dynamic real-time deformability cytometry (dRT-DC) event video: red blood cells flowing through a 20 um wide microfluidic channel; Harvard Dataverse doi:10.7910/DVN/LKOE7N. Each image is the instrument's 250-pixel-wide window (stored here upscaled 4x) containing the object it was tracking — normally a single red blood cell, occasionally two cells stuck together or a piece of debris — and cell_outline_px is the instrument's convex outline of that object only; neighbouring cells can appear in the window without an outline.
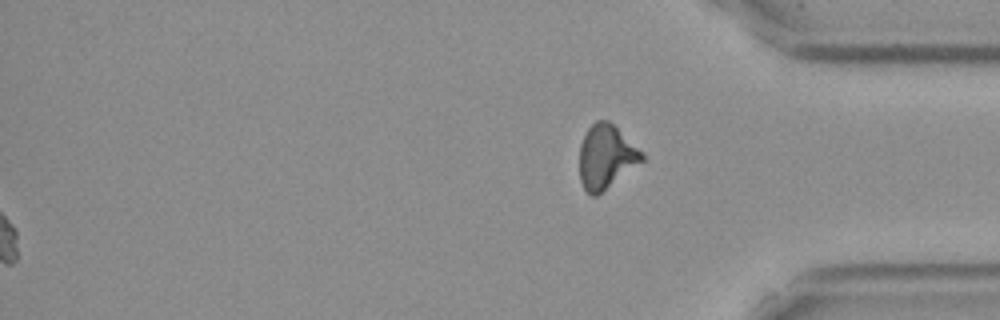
{"species": "Egyptian fruit bat (a non-hibernating species)", "species_latin": "Rousettus aegyptiacus", "temperature_condition": "cold", "stored_images_in_passage": 43, "segment_of_instrument_passage": [2, 2], "camera_frame_rate_fps": 3000, "um_per_image_px": 0.085, "frame": {"image": 1, "passage_image": 43, "time_ms": 14.0, "image_size_px": [1000, 320], "cell_outline_px": [[644, 160], [596, 196], [592, 196], [584, 188], [580, 180], [580, 144], [588, 128], [596, 120], [608, 120], [644, 152]], "centroid_in_image_um": [51.52, 13.31], "position_along_channel_um": 383.7, "area_um2": 23.0}}